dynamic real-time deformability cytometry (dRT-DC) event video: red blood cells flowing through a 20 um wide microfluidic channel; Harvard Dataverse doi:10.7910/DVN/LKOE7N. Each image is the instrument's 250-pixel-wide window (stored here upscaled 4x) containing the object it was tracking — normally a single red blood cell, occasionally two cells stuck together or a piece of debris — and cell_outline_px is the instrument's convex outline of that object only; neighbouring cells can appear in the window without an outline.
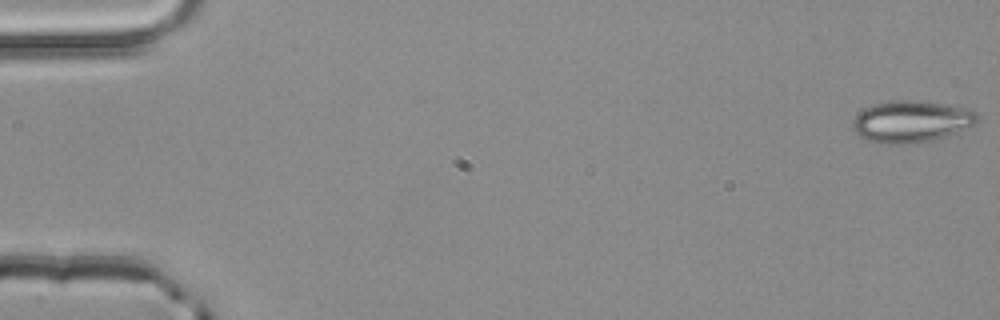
{"species": "common noctule bat (a hibernating species)", "species_latin": "Nyctalus noctula", "temperature_condition": "room temperature", "stored_images_in_passage": 4, "camera_frame_rate_fps": 3000, "um_per_image_px": 0.085, "animal": {"sex": "male", "body_mass_g": 20.4}, "frame": {"image": 1, "passage_image": 1, "time_ms": 0.0, "image_size_px": [1000, 320], "cell_outline_px": [[980, 120], [976, 124], [956, 132], [932, 140], [916, 144], [884, 144], [868, 140], [860, 136], [852, 128], [852, 120], [864, 108], [876, 104], [896, 100], [908, 100], [972, 108], [980, 116]], "centroid_in_image_um": [77.49, 10.34], "position_along_channel_um": 7.5, "area_um2": 30.29}}